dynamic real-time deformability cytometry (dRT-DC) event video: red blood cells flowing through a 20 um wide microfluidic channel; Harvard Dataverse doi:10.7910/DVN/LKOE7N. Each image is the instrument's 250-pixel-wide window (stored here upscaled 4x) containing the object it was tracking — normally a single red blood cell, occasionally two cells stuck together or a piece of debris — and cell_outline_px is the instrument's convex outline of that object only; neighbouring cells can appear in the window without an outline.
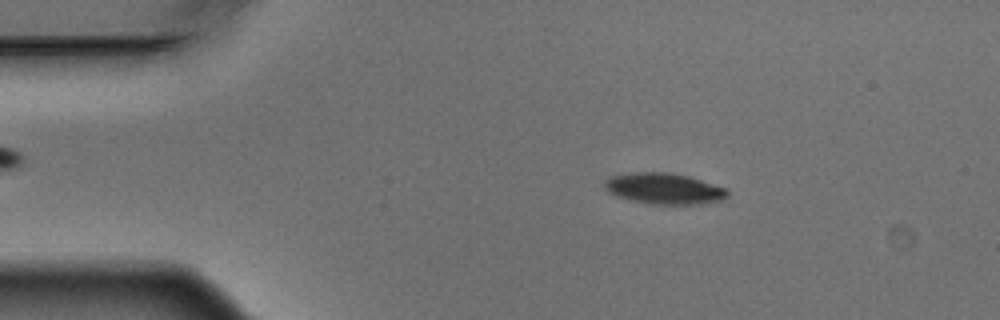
{"species": "Egyptian fruit bat (a non-hibernating species)", "species_latin": "Rousettus aegyptiacus", "temperature_condition": "warm", "stored_images_in_passage": 4, "camera_frame_rate_fps": 3000, "um_per_image_px": 0.085, "animal": {"sex": "male"}, "frame": {"image": 1, "passage_image": 1, "time_ms": 0.0, "image_size_px": [1000, 320], "cell_outline_px": [[728, 196], [724, 200], [700, 204], [652, 204], [632, 200], [608, 192], [604, 188], [604, 180], [612, 176], [632, 172], [672, 172], [688, 176], [724, 188], [728, 192]], "centroid_in_image_um": [56.44, 16.02], "position_along_channel_um": 28.6, "area_um2": 22.08}}
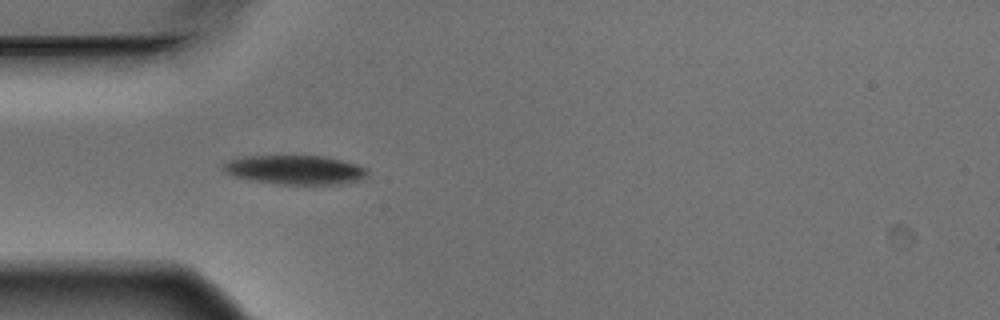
{"frame": {"image": 2, "passage_image": 3, "time_ms": 0.667, "image_size_px": [1000, 320], "cell_outline_px": [[368, 172], [360, 180], [340, 184], [280, 184], [252, 180], [236, 176], [224, 172], [220, 164], [228, 160], [244, 156], [324, 156], [356, 164], [364, 168]], "centroid_in_image_um": [25.03, 14.43], "position_along_channel_um": 60.0, "area_um2": 24.28}}
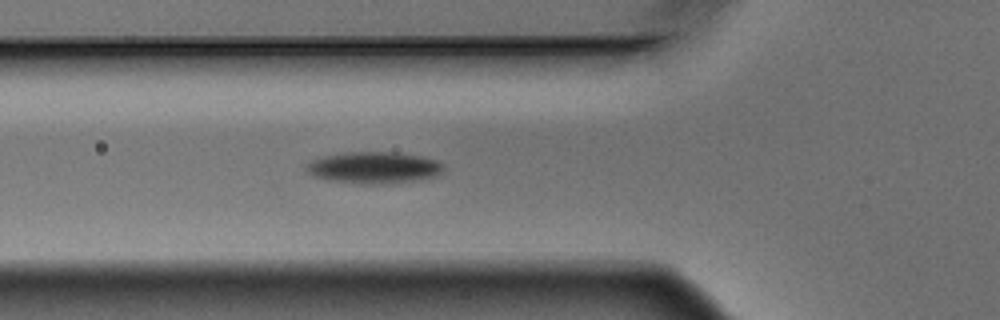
{"frame": {"image": 3, "passage_image": 4, "time_ms": 1.0, "image_size_px": [1000, 320], "cell_outline_px": [[444, 172], [436, 176], [420, 180], [392, 184], [356, 184], [328, 180], [312, 176], [304, 168], [304, 164], [312, 160], [324, 156], [348, 152], [396, 152], [420, 156], [436, 160], [444, 164]], "centroid_in_image_um": [31.79, 14.27], "position_along_channel_um": 94.0, "area_um2": 25.84}}